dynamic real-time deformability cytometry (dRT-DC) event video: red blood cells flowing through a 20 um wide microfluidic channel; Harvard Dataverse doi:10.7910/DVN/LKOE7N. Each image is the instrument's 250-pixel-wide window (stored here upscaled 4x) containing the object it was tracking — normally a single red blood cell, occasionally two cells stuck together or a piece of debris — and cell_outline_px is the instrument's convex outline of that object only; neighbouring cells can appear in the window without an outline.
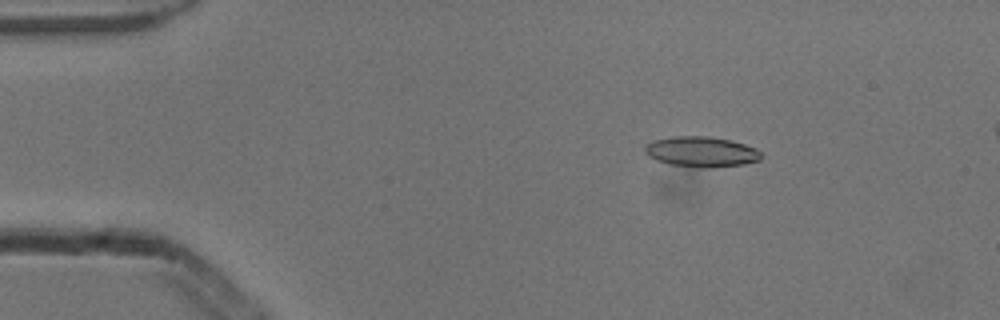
{"species": "common noctule bat (a hibernating species)", "species_latin": "Nyctalus noctula", "temperature_condition": "cold", "stored_images_in_passage": 54, "camera_frame_rate_fps": 3000, "um_per_image_px": 0.085, "animal": {"sex": "male", "body_mass_g": 13.3}, "frame": {"image": 1, "passage_image": 9, "time_ms": 2.667, "image_size_px": [1000, 320], "cell_outline_px": [[764, 156], [760, 160], [744, 164], [712, 168], [672, 164], [656, 160], [648, 156], [644, 152], [644, 148], [652, 140], [672, 136], [708, 136], [732, 140], [756, 148]], "centroid_in_image_um": [59.64, 12.89], "position_along_channel_um": 25.4, "area_um2": 20.63}}
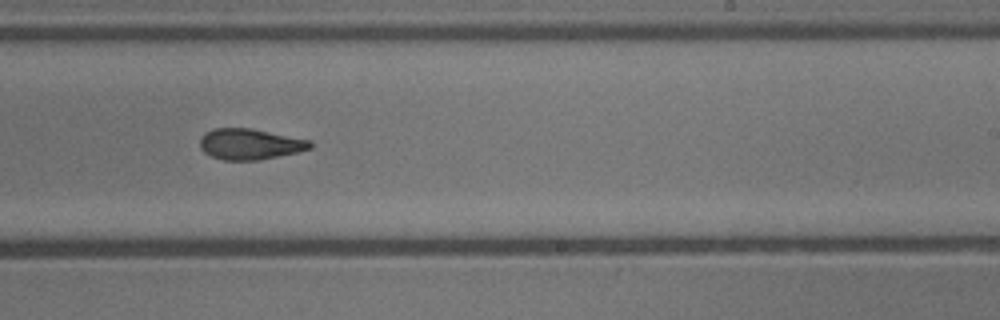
{"frame": {"image": 2, "passage_image": 33, "time_ms": 10.667, "image_size_px": [1000, 320], "cell_outline_px": [[312, 148], [300, 152], [256, 160], [224, 160], [212, 156], [204, 152], [200, 148], [200, 140], [204, 132], [212, 128], [248, 128], [312, 140]], "centroid_in_image_um": [21.25, 12.24], "position_along_channel_um": 267.8, "area_um2": 19.83}}
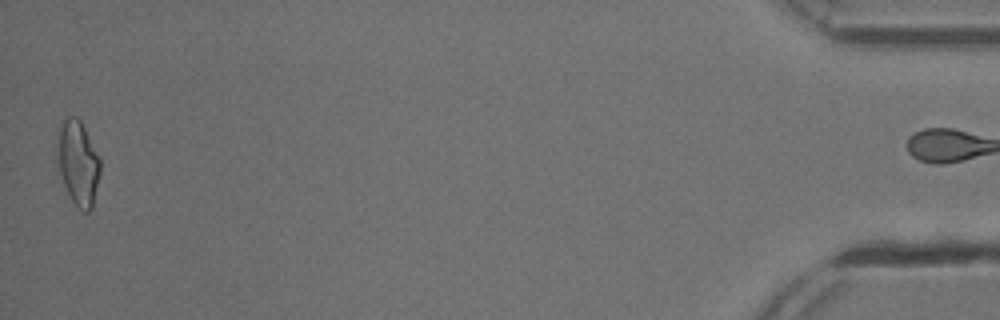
{"frame": {"image": 3, "passage_image": 53, "time_ms": 17.333, "image_size_px": [1000, 320], "cell_outline_px": [[100, 172], [92, 208], [88, 212], [84, 212], [72, 200], [64, 184], [56, 160], [60, 120], [64, 116], [76, 116], [80, 120], [100, 156]], "centroid_in_image_um": [6.63, 13.79], "position_along_channel_um": 428.6, "area_um2": 21.21}, "authors_computed_cell_mechanics": {"area_um2": 20.1433, "velocity_mm_per_s": 3.8825, "shape_relaxation_time_tau1_ms": 9.3639, "shape_relaxation_time_tau2_ms": 3.3461, "deformation_change_tau1": 0.1886, "deformation_change_tau2": 0.1196}}